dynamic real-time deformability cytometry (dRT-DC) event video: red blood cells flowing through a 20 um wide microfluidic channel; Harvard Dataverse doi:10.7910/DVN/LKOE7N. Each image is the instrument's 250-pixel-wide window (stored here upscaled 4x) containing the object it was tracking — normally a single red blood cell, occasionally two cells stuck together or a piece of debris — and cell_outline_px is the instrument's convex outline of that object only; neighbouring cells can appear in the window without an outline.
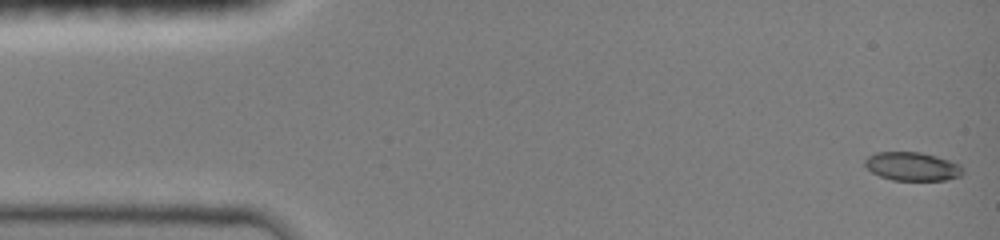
{"species": "common noctule bat (a hibernating species)", "species_latin": "Nyctalus noctula", "temperature_condition": "room temperature", "stored_images_in_passage": 47, "camera_frame_rate_fps": 3000, "um_per_image_px": 0.085, "animal": {"sex": "female", "body_mass_g": 19.0, "forearm_length_mm": 51.5}, "frame": {"image": 1, "passage_image": 1, "time_ms": 0.0, "image_size_px": [1000, 240], "cell_outline_px": [[964, 172], [960, 176], [944, 180], [892, 180], [880, 176], [872, 172], [864, 164], [864, 160], [868, 156], [876, 152], [920, 152], [936, 156], [960, 164], [964, 168]], "centroid_in_image_um": [77.55, 14.14], "position_along_channel_um": 7.5, "area_um2": 16.3}}
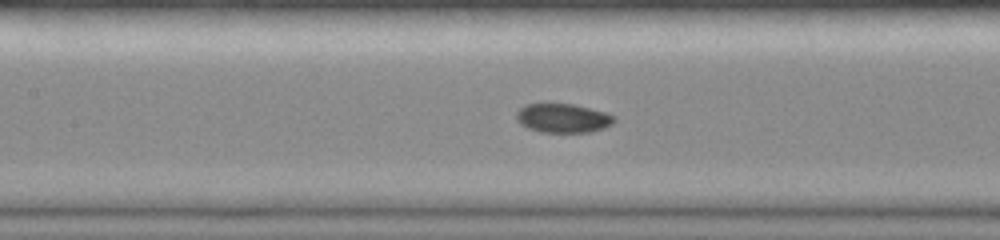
{"frame": {"image": 2, "passage_image": 21, "time_ms": 6.667, "image_size_px": [1000, 240], "cell_outline_px": [[616, 120], [612, 124], [604, 128], [592, 132], [540, 132], [528, 128], [520, 124], [516, 120], [516, 112], [524, 104], [572, 104], [604, 112], [616, 116]], "centroid_in_image_um": [47.84, 10.05], "position_along_channel_um": 159.6, "area_um2": 16.59}}
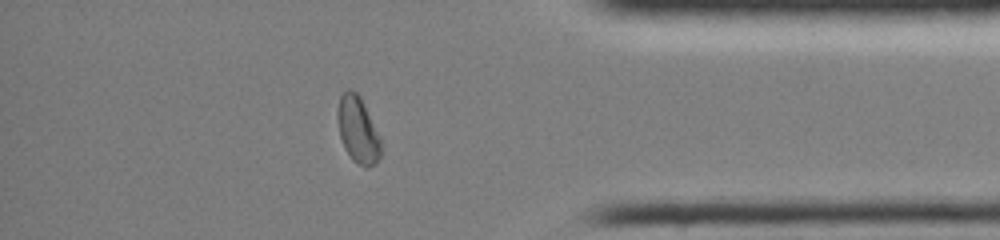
{"frame": {"image": 3, "passage_image": 40, "time_ms": 13.0, "image_size_px": [1000, 240], "cell_outline_px": [[384, 152], [368, 168], [356, 164], [352, 160], [344, 148], [340, 136], [336, 116], [336, 112], [340, 96], [348, 88], [356, 92], [360, 96], [380, 136]], "centroid_in_image_um": [30.42, 11.05], "position_along_channel_um": 404.8, "area_um2": 17.05}, "authors_computed_cell_mechanics": {"area_um2": 16.8198, "velocity_mm_per_s": 4.077, "shape_relaxation_time_tau1_ms": null, "shape_relaxation_time_tau2_ms": 3.2603, "deformation_change_tau1": null, "deformation_change_tau2": 0.0535}}